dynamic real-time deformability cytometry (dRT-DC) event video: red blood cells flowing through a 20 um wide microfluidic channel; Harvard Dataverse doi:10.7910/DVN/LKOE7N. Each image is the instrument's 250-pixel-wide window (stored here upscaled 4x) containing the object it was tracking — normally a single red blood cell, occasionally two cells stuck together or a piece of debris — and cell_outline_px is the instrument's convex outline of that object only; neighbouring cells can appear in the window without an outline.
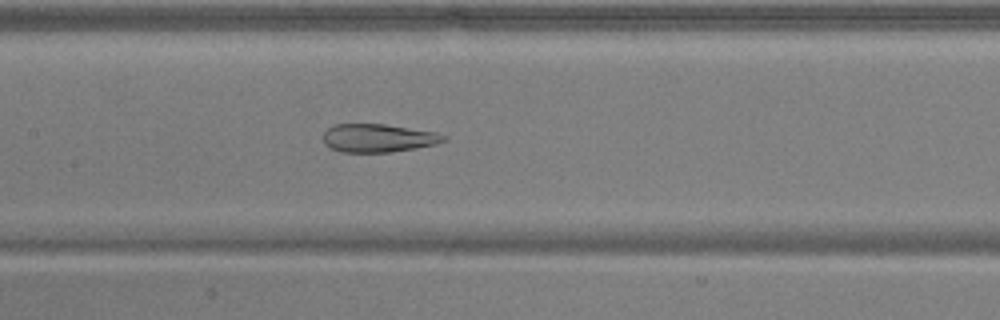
{"species": "common noctule bat (a hibernating species)", "species_latin": "Nyctalus noctula", "temperature_condition": "warm", "stored_images_in_passage": 48, "camera_frame_rate_fps": 3000, "um_per_image_px": 0.085, "animal": {"sex": "male", "body_mass_g": 17.9, "forearm_length_mm": 54.2}, "frame": {"image": 1, "passage_image": 24, "time_ms": 7.667, "image_size_px": [1000, 320], "cell_outline_px": [[448, 136], [444, 140], [436, 144], [392, 152], [340, 152], [328, 148], [324, 144], [324, 132], [328, 128], [336, 124], [384, 124], [436, 132]], "centroid_in_image_um": [32.12, 11.74], "position_along_channel_um": 175.3, "area_um2": 19.83}}
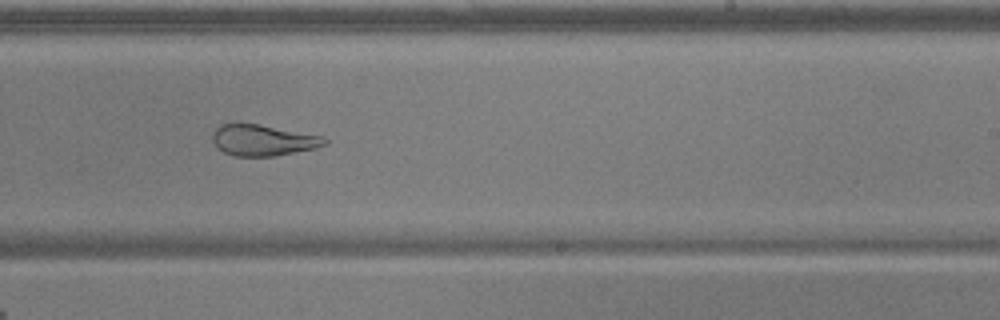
{"frame": {"image": 2, "passage_image": 31, "time_ms": 10.0, "image_size_px": [1000, 320], "cell_outline_px": [[328, 144], [316, 148], [276, 156], [236, 156], [224, 152], [212, 140], [212, 132], [220, 124], [260, 124], [324, 136], [328, 140]], "centroid_in_image_um": [22.41, 11.91], "position_along_channel_um": 266.6, "area_um2": 20.35}}
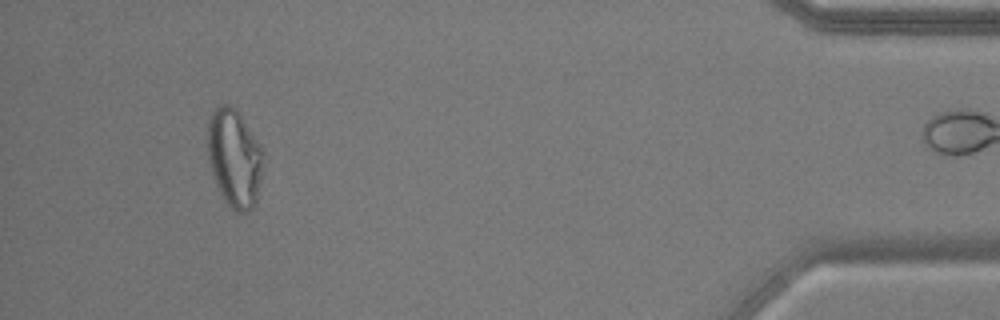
{"frame": {"image": 3, "passage_image": 47, "time_ms": 15.333, "image_size_px": [1000, 320], "cell_outline_px": [[260, 180], [256, 200], [252, 208], [248, 212], [236, 212], [224, 200], [216, 184], [208, 160], [208, 120], [216, 104], [232, 104], [240, 112], [260, 144]], "centroid_in_image_um": [19.88, 13.37], "position_along_channel_um": 415.3, "area_um2": 31.5}, "authors_computed_cell_mechanics": {"area_um2": 27.7729, "velocity_mm_per_s": 3.9274, "shape_relaxation_time_tau1_ms": null, "shape_relaxation_time_tau2_ms": 2.1715, "deformation_change_tau1": null, "deformation_change_tau2": 0.0777}}